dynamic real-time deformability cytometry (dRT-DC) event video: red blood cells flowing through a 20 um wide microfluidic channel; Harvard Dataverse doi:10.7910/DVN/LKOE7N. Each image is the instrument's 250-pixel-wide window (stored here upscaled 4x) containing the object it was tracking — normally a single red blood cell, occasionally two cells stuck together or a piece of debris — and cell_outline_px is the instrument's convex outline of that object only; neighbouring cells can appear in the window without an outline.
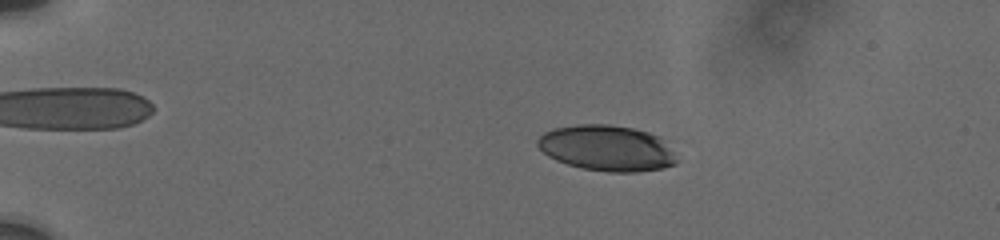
{"species": "human", "species_latin": "Homo sapiens", "temperature_condition": "cold", "stored_images_in_passage": 52, "camera_frame_rate_fps": 3000, "um_per_image_px": 0.085, "donor": {"sex": "male"}, "frame": {"image": 1, "passage_image": 3, "time_ms": 0.667, "image_size_px": [1000, 240], "cell_outline_px": [[680, 160], [676, 164], [664, 168], [636, 172], [608, 172], [580, 168], [556, 160], [548, 156], [536, 144], [536, 140], [544, 132], [556, 128], [580, 124], [608, 124], [632, 128], [648, 132], [660, 136]], "centroid_in_image_um": [51.61, 12.6], "position_along_channel_um": 33.4, "area_um2": 37.28}}
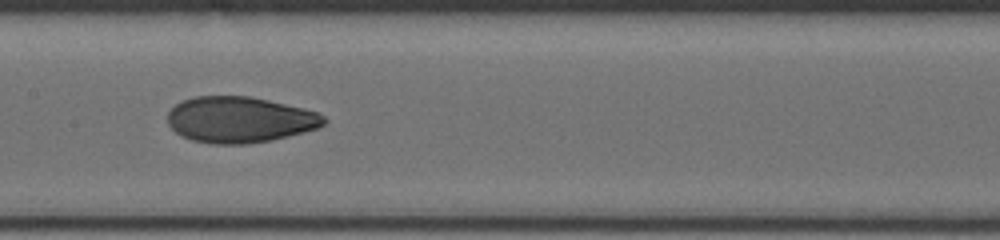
{"frame": {"image": 2, "passage_image": 19, "time_ms": 7.0, "image_size_px": [1000, 240], "cell_outline_px": [[328, 120], [324, 124], [316, 128], [304, 132], [272, 140], [248, 144], [212, 144], [192, 140], [180, 136], [168, 124], [168, 112], [176, 104], [192, 96], [248, 96], [268, 100], [304, 108], [316, 112], [324, 116]], "centroid_in_image_um": [20.37, 10.18], "position_along_channel_um": 187.0, "area_um2": 41.96}}
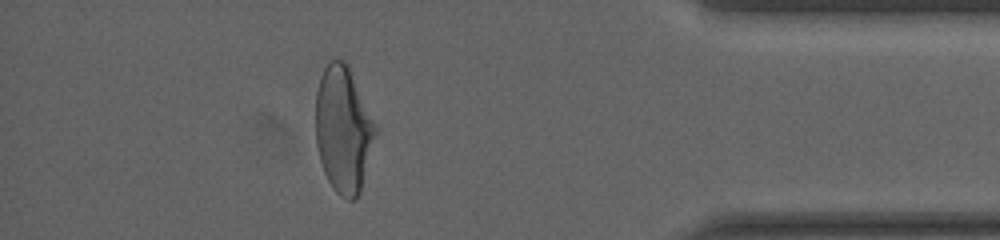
{"frame": {"image": 3, "passage_image": 41, "time_ms": 13.667, "image_size_px": [1000, 240], "cell_outline_px": [[380, 128], [360, 192], [352, 200], [348, 200], [340, 196], [332, 188], [324, 172], [320, 160], [316, 144], [316, 92], [320, 76], [328, 60], [344, 60], [348, 64]], "centroid_in_image_um": [29.23, 10.98], "position_along_channel_um": 406.0, "area_um2": 45.08}, "authors_computed_cell_mechanics": {"area_um2": 42.0206, "velocity_mm_per_s": 3.7446, "shape_relaxation_time_tau1_ms": 6.5851, "shape_relaxation_time_tau2_ms": 1.4511, "deformation_change_tau1": 0.2273, "deformation_change_tau2": 0.0614}}